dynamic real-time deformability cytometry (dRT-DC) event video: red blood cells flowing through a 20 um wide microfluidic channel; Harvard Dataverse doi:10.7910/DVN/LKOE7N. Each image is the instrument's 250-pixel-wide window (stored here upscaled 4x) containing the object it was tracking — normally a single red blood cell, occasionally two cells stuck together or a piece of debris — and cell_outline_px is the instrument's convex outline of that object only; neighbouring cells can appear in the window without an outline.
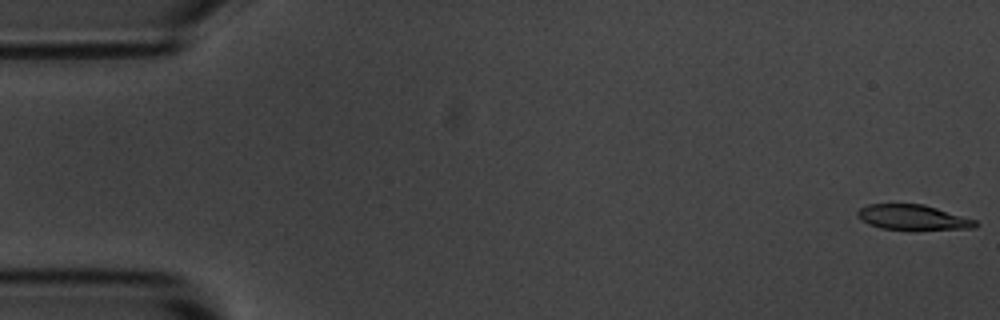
{"species": "common noctule bat (a hibernating species)", "species_latin": "Nyctalus noctula", "temperature_condition": "room temperature", "stored_images_in_passage": 56, "camera_frame_rate_fps": 3000, "um_per_image_px": 0.085, "animal": {"sex": "male", "body_mass_g": 20.1, "forearm_length_mm": 53.5}, "frame": {"image": 1, "passage_image": 1, "time_ms": 0.0, "image_size_px": [1000, 320], "cell_outline_px": [[980, 224], [976, 228], [880, 228], [868, 224], [860, 220], [856, 216], [856, 212], [860, 208], [868, 204], [924, 204], [976, 220]], "centroid_in_image_um": [77.55, 18.44], "position_along_channel_um": 7.5, "area_um2": 16.82}}
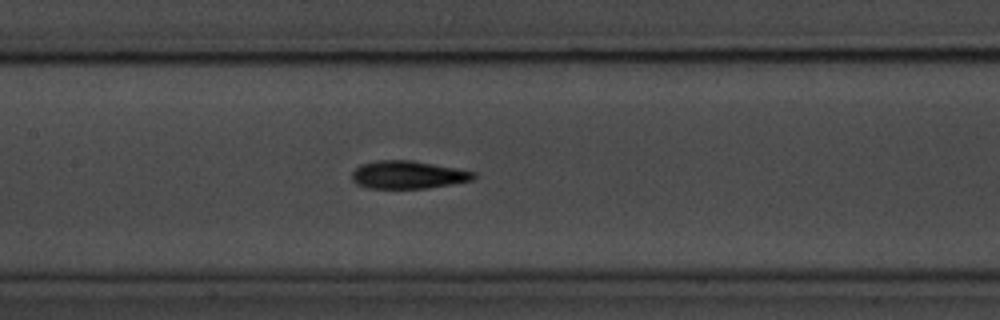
{"frame": {"image": 2, "passage_image": 26, "time_ms": 8.333, "image_size_px": [1000, 320], "cell_outline_px": [[476, 176], [472, 180], [452, 184], [428, 188], [364, 188], [356, 184], [352, 180], [352, 172], [360, 164], [376, 160], [412, 160], [456, 168], [476, 172]], "centroid_in_image_um": [34.65, 14.85], "position_along_channel_um": 172.7, "area_um2": 19.88}}
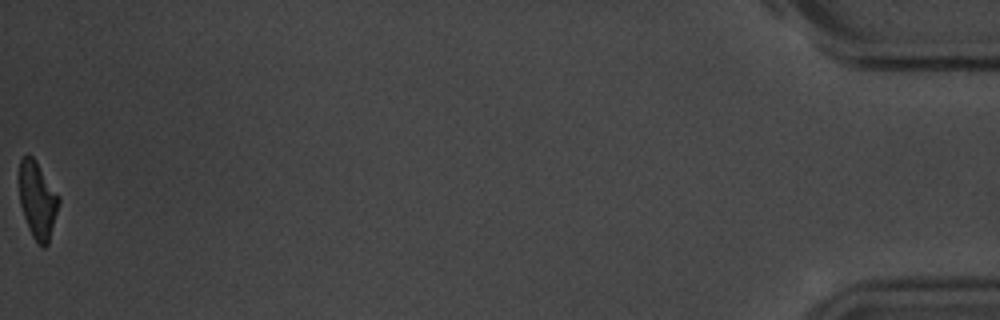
{"frame": {"image": 3, "passage_image": 56, "time_ms": 18.333, "image_size_px": [1000, 320], "cell_outline_px": [[60, 200], [48, 244], [44, 248], [32, 236], [28, 228], [20, 204], [20, 160], [24, 156], [32, 156], [36, 160], [60, 196]], "centroid_in_image_um": [3.21, 17.0], "position_along_channel_um": 432.0, "area_um2": 17.51}, "authors_computed_cell_mechanics": {"area_um2": 19.1318, "velocity_mm_per_s": 3.599, "shape_relaxation_time_tau1_ms": 2.5856, "shape_relaxation_time_tau2_ms": 2.8183, "deformation_change_tau1": 0.1332, "deformation_change_tau2": 0.1028}}